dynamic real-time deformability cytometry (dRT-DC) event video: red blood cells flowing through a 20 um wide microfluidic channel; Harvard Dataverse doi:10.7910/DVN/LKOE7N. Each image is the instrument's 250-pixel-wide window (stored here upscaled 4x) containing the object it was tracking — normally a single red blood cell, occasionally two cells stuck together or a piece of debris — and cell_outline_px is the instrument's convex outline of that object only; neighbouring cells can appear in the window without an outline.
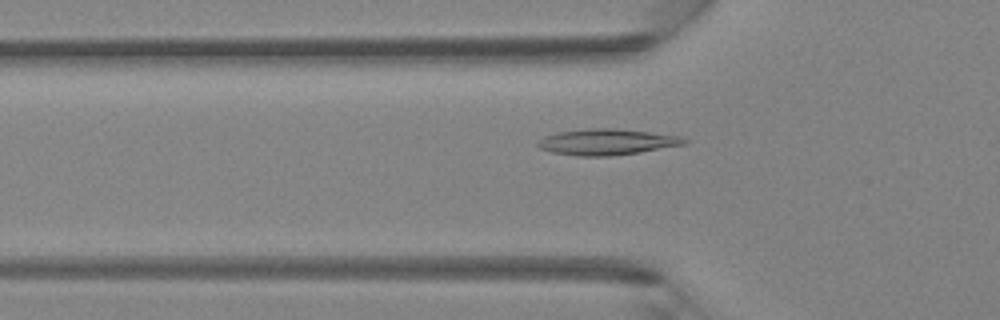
{"species": "Egyptian fruit bat (a non-hibernating species)", "species_latin": "Rousettus aegyptiacus", "temperature_condition": "room temperature", "stored_images_in_passage": 44, "camera_frame_rate_fps": 3000, "um_per_image_px": 0.085, "animal": {"sex": "female"}, "frame": {"image": 1, "passage_image": 15, "time_ms": 4.667, "image_size_px": [1000, 320], "cell_outline_px": [[692, 140], [684, 144], [640, 152], [612, 156], [576, 156], [552, 152], [540, 148], [536, 144], [544, 136], [556, 132], [588, 128], [616, 128], [684, 136]], "centroid_in_image_um": [51.62, 12.06], "position_along_channel_um": 74.2, "area_um2": 22.43}}
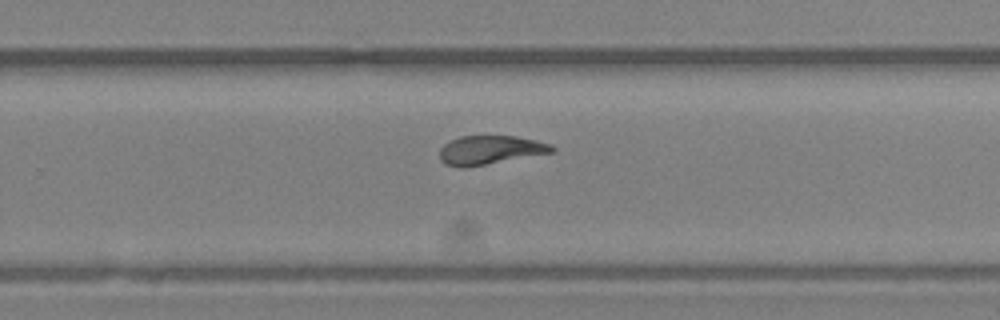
{"frame": {"image": 2, "passage_image": 29, "time_ms": 9.333, "image_size_px": [1000, 320], "cell_outline_px": [[556, 152], [464, 168], [460, 168], [444, 164], [440, 160], [440, 148], [448, 140], [460, 136], [516, 136], [536, 140], [552, 144], [556, 148]], "centroid_in_image_um": [41.67, 12.75], "position_along_channel_um": 288.1, "area_um2": 19.19}}
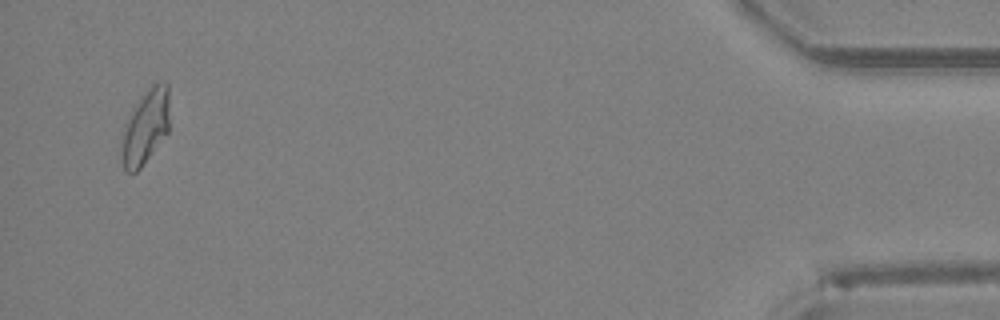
{"frame": {"image": 3, "passage_image": 43, "time_ms": 14.0, "image_size_px": [1000, 320], "cell_outline_px": [[168, 132], [140, 168], [136, 172], [128, 172], [124, 168], [120, 152], [124, 124], [132, 108], [148, 88], [152, 84], [164, 80], [168, 84]], "centroid_in_image_um": [12.35, 10.77], "position_along_channel_um": 422.9, "area_um2": 20.75}}